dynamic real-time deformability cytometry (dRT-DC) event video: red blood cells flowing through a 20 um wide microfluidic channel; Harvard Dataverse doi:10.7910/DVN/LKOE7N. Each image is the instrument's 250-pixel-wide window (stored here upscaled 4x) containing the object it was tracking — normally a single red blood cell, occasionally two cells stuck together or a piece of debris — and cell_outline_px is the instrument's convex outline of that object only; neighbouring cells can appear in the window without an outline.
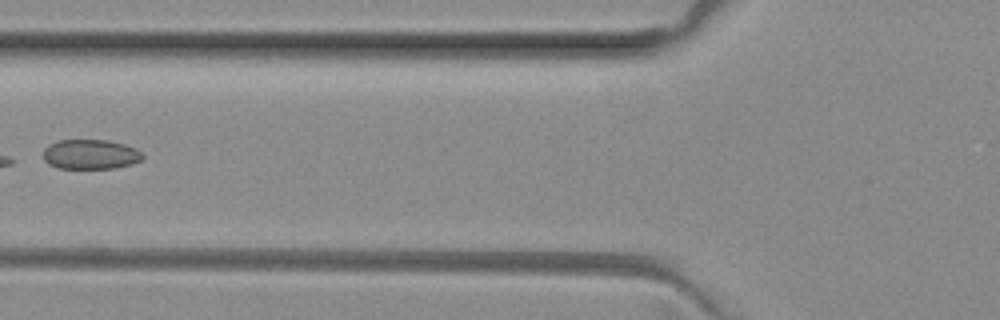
{"species": "common noctule bat (a hibernating species)", "species_latin": "Nyctalus noctula", "temperature_condition": "room temperature", "stored_images_in_passage": 5, "camera_frame_rate_fps": 3000, "um_per_image_px": 0.085, "animal": {"sex": "female", "body_mass_g": 29.2, "forearm_length_mm": 56.3}, "frame": {"image": 1, "passage_image": 5, "time_ms": 1.333, "image_size_px": [1000, 320], "cell_outline_px": [[144, 160], [132, 164], [116, 168], [56, 168], [48, 164], [44, 160], [44, 148], [48, 144], [60, 140], [108, 140], [124, 144], [136, 148], [144, 156]], "centroid_in_image_um": [7.7, 13.12], "position_along_channel_um": 118.1, "area_um2": 17.4}}